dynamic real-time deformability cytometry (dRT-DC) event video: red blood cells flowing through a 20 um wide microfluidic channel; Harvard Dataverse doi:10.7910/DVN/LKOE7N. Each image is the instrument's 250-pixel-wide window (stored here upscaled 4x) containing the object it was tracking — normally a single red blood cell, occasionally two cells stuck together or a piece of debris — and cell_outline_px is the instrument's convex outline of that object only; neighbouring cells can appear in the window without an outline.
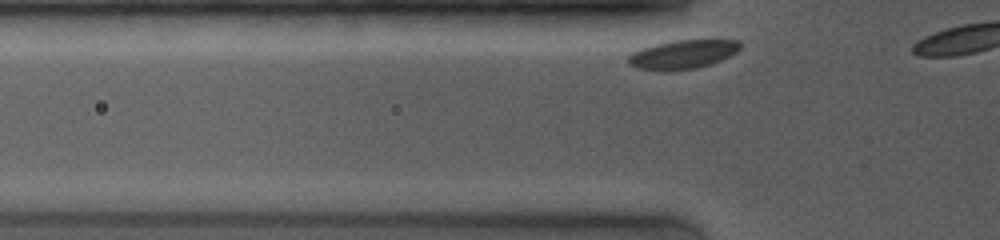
{"species": "common noctule bat (a hibernating species)", "species_latin": "Nyctalus noctula", "temperature_condition": "room temperature", "stored_images_in_passage": 5, "camera_frame_rate_fps": 4000, "um_per_image_px": 0.085, "animal": {"sex": "female", "body_mass_g": 19.0, "forearm_length_mm": 53.3}, "frame": {"image": 1, "passage_image": 2, "time_ms": 0.25, "image_size_px": [1000, 240], "cell_outline_px": [[740, 48], [736, 52], [720, 60], [696, 68], [668, 72], [636, 68], [628, 64], [628, 56], [632, 52], [656, 44], [676, 40], [740, 40]], "centroid_in_image_um": [57.99, 4.64], "position_along_channel_um": 67.8, "area_um2": 18.73}}